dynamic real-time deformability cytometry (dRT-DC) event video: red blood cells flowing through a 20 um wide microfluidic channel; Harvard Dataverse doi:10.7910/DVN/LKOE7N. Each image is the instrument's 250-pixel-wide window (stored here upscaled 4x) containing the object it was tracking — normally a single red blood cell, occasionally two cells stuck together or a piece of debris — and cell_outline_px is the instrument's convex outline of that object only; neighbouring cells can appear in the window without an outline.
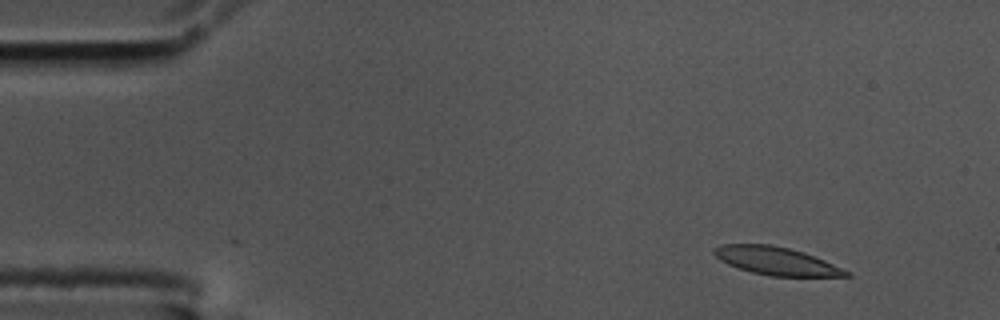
{"species": "common noctule bat (a hibernating species)", "species_latin": "Nyctalus noctula", "temperature_condition": "cold", "stored_images_in_passage": 5, "camera_frame_rate_fps": 3000, "um_per_image_px": 0.085, "animal": {"sex": "male", "body_mass_g": 17.5, "forearm_length_mm": 52.3}, "frame": {"image": 1, "passage_image": 5, "time_ms": 1.333, "image_size_px": [1000, 320], "cell_outline_px": [[852, 276], [768, 276], [752, 272], [728, 264], [720, 260], [712, 252], [712, 248], [720, 244], [772, 244], [804, 252], [824, 260], [852, 272]], "centroid_in_image_um": [65.98, 22.17], "position_along_channel_um": 19.0, "area_um2": 21.56}}